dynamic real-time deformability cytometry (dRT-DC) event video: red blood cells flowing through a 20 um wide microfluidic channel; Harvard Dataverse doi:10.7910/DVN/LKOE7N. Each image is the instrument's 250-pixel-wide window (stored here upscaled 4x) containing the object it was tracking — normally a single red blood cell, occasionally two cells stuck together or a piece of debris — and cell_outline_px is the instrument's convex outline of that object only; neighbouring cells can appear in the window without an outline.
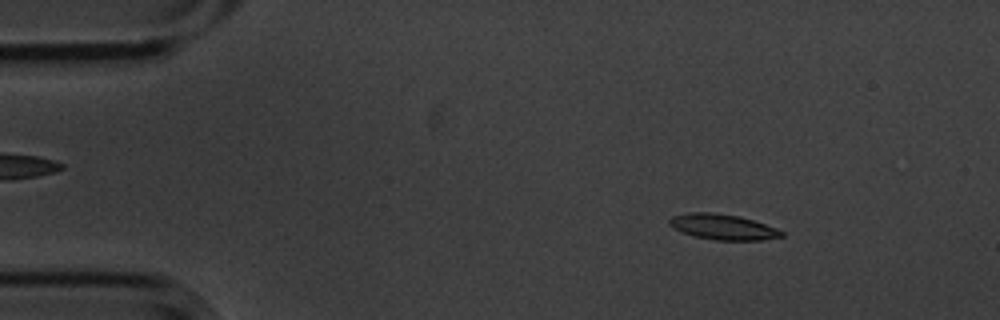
{"species": "common noctule bat (a hibernating species)", "species_latin": "Nyctalus noctula", "temperature_condition": "cold", "stored_images_in_passage": 3, "camera_frame_rate_fps": 3000, "um_per_image_px": 0.085, "animal": {"sex": "male", "body_mass_g": 20.1, "forearm_length_mm": 53.5}, "frame": {"image": 1, "passage_image": 1, "time_ms": 0.0, "image_size_px": [1000, 320], "cell_outline_px": [[784, 236], [760, 240], [716, 240], [696, 236], [672, 228], [668, 224], [668, 220], [672, 216], [688, 212], [712, 212], [740, 216], [776, 228], [784, 232]], "centroid_in_image_um": [61.42, 19.27], "position_along_channel_um": 23.6, "area_um2": 16.59}}